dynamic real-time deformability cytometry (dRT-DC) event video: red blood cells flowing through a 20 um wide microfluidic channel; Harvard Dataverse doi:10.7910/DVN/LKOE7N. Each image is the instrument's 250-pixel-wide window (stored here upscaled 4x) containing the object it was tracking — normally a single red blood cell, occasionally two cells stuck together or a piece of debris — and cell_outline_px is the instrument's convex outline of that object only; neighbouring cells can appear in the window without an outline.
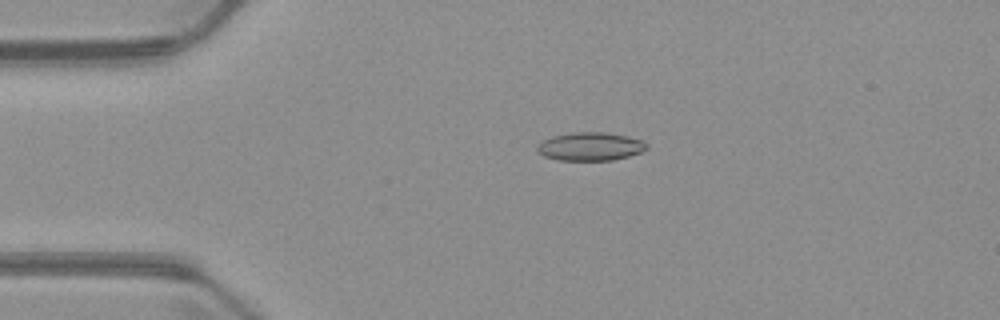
{"species": "common noctule bat (a hibernating species)", "species_latin": "Nyctalus noctula", "temperature_condition": "warm", "stored_images_in_passage": 3, "camera_frame_rate_fps": 3000, "um_per_image_px": 0.085, "animal": {"sex": "male", "body_mass_g": 23.1, "forearm_length_mm": 52.7}, "frame": {"image": 1, "passage_image": 2, "time_ms": 1.0, "image_size_px": [1000, 320], "cell_outline_px": [[648, 148], [640, 152], [628, 156], [612, 160], [556, 160], [544, 156], [536, 152], [536, 148], [544, 140], [552, 136], [572, 132], [604, 132], [628, 136], [644, 140], [648, 144]], "centroid_in_image_um": [50.19, 12.45], "position_along_channel_um": 34.8, "area_um2": 18.15}}